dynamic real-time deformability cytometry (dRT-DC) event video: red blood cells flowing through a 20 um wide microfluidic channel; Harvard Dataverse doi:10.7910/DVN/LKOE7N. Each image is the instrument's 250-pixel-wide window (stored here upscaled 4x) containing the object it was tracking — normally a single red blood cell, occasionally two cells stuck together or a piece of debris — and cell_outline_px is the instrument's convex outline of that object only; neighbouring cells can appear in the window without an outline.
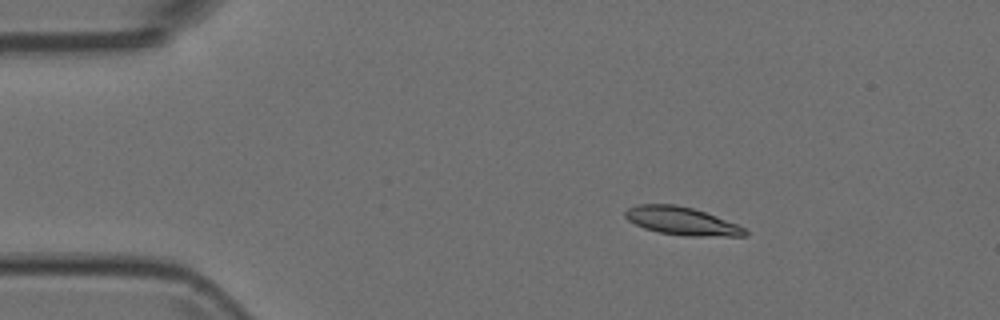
{"species": "Egyptian fruit bat (a non-hibernating species)", "species_latin": "Rousettus aegyptiacus", "temperature_condition": "room temperature", "stored_images_in_passage": 4, "camera_frame_rate_fps": 3000, "um_per_image_px": 0.085, "animal": {"sex": "female"}, "frame": {"image": 1, "passage_image": 1, "time_ms": 0.0, "image_size_px": [1000, 320], "cell_outline_px": [[748, 236], [684, 236], [660, 232], [644, 228], [628, 220], [624, 216], [624, 212], [628, 208], [640, 204], [676, 204], [692, 208], [704, 212], [736, 224], [744, 228], [748, 232]], "centroid_in_image_um": [57.93, 18.79], "position_along_channel_um": 27.1, "area_um2": 19.36}}